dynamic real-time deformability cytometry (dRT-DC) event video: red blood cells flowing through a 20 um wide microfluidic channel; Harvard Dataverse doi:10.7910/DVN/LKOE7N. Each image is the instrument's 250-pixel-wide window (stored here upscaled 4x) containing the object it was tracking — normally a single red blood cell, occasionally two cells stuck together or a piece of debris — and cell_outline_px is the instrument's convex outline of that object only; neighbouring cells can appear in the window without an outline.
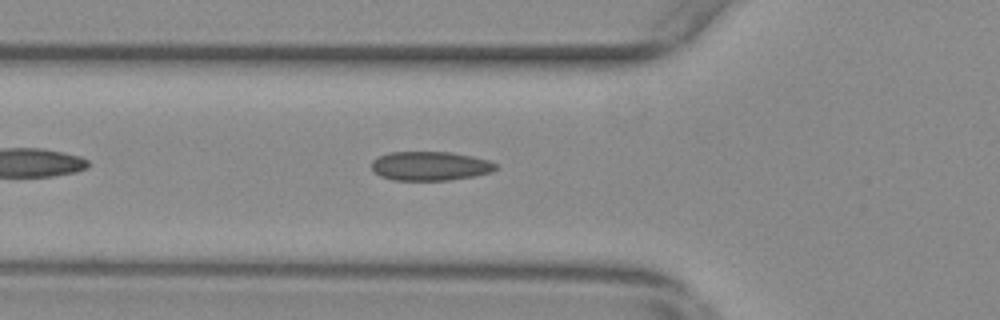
{"species": "common noctule bat (a hibernating species)", "species_latin": "Nyctalus noctula", "temperature_condition": "warm", "stored_images_in_passage": 31, "camera_frame_rate_fps": 3000, "um_per_image_px": 0.085, "animal": {"sex": "female", "body_mass_g": 29.2, "forearm_length_mm": 56.3}, "frame": {"image": 1, "passage_image": 7, "time_ms": 2.0, "image_size_px": [1000, 320], "cell_outline_px": [[496, 168], [492, 172], [472, 176], [448, 180], [392, 180], [380, 176], [372, 168], [372, 160], [380, 156], [392, 152], [448, 152], [472, 156], [488, 160], [496, 164]], "centroid_in_image_um": [36.55, 14.11], "position_along_channel_um": 89.2, "area_um2": 20.81}}
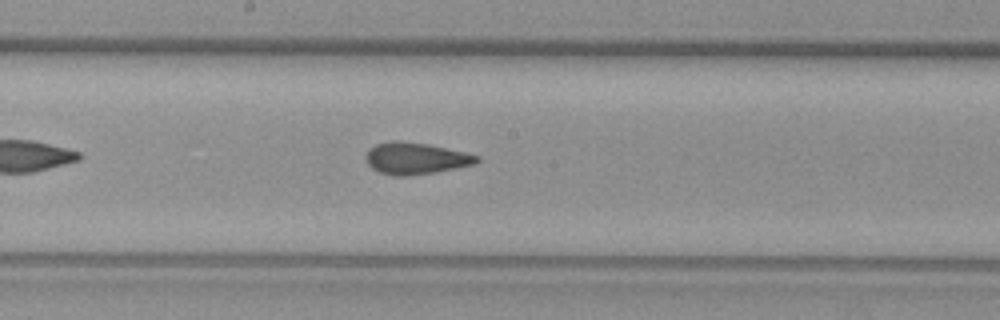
{"frame": {"image": 2, "passage_image": 17, "time_ms": 5.333, "image_size_px": [1000, 320], "cell_outline_px": [[480, 160], [476, 164], [436, 172], [408, 176], [392, 176], [380, 172], [372, 168], [368, 164], [364, 156], [368, 148], [376, 144], [392, 140], [400, 140], [428, 144], [464, 152], [480, 156]], "centroid_in_image_um": [35.31, 13.46], "position_along_channel_um": 212.9, "area_um2": 20.75}}
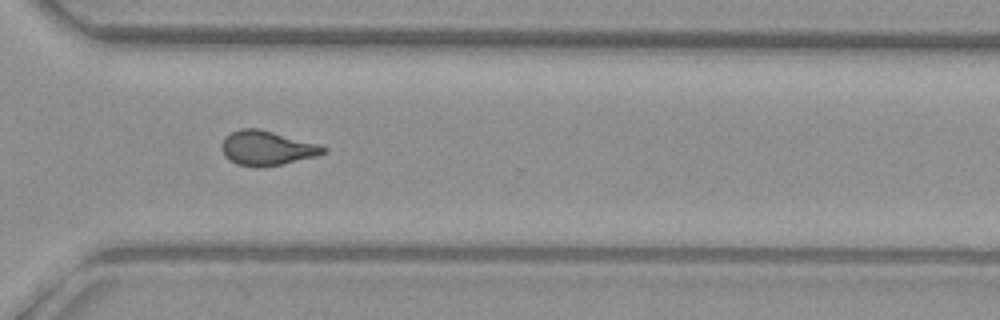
{"frame": {"image": 3, "passage_image": 28, "time_ms": 9.0, "image_size_px": [1000, 320], "cell_outline_px": [[328, 152], [320, 156], [264, 168], [256, 168], [236, 164], [228, 160], [224, 156], [220, 148], [220, 144], [232, 132], [240, 128], [260, 128], [316, 144], [328, 148]], "centroid_in_image_um": [22.68, 12.62], "position_along_channel_um": 347.9, "area_um2": 20.81}, "authors_computed_cell_mechanics": {"area_um2": 20.4612, "velocity_mm_per_s": 3.6897, "shape_relaxation_time_tau1_ms": null, "shape_relaxation_time_tau2_ms": 1.5113, "deformation_change_tau1": null, "deformation_change_tau2": 0.0623}}